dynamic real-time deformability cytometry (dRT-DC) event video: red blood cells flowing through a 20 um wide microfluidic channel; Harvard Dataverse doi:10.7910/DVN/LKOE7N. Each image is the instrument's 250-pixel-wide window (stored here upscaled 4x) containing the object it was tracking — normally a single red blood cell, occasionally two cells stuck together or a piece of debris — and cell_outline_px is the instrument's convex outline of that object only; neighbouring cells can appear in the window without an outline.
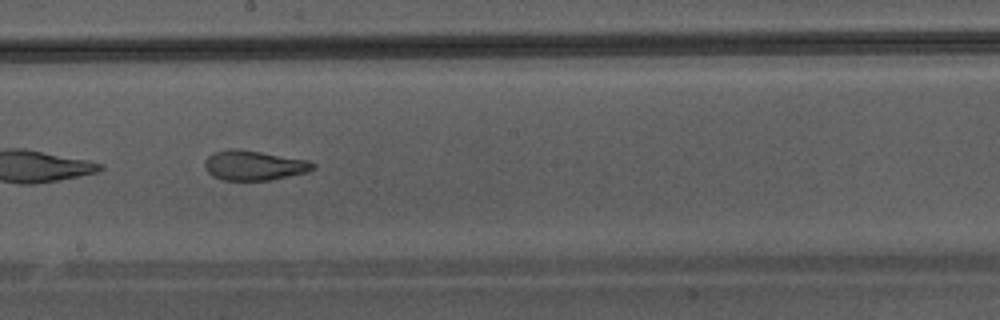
{"species": "Egyptian fruit bat (a non-hibernating species)", "species_latin": "Rousettus aegyptiacus", "temperature_condition": "warm", "stored_images_in_passage": 33, "camera_frame_rate_fps": 3000, "um_per_image_px": 0.085, "animal": {"sex": "male"}, "frame": {"image": 1, "passage_image": 24, "time_ms": 7.667, "image_size_px": [1000, 320], "cell_outline_px": [[316, 168], [308, 172], [272, 180], [224, 180], [212, 176], [204, 168], [204, 164], [208, 156], [212, 152], [228, 148], [236, 148], [308, 160], [316, 164]], "centroid_in_image_um": [21.58, 14.05], "position_along_channel_um": 226.6, "area_um2": 18.96}}